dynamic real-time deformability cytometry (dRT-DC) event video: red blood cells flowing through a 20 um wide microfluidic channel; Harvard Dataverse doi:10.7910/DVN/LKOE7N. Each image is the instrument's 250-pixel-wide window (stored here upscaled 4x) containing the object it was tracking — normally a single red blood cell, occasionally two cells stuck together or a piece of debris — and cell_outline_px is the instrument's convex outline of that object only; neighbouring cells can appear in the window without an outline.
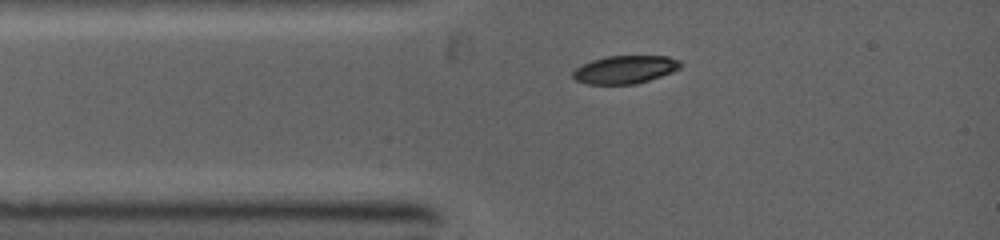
{"species": "common noctule bat (a hibernating species)", "species_latin": "Nyctalus noctula", "temperature_condition": "warm", "stored_images_in_passage": 3, "camera_frame_rate_fps": 5000, "um_per_image_px": 0.085, "animal": {"sex": "female", "body_mass_g": 19.0, "forearm_length_mm": 53.3}, "frame": {"image": 1, "passage_image": 1, "time_ms": 0.0, "image_size_px": [1000, 240], "cell_outline_px": [[684, 64], [680, 68], [672, 72], [636, 84], [584, 84], [576, 80], [572, 76], [572, 72], [580, 64], [592, 60], [608, 56], [668, 56], [680, 60]], "centroid_in_image_um": [53.12, 5.91], "position_along_channel_um": 31.9, "area_um2": 17.69}}
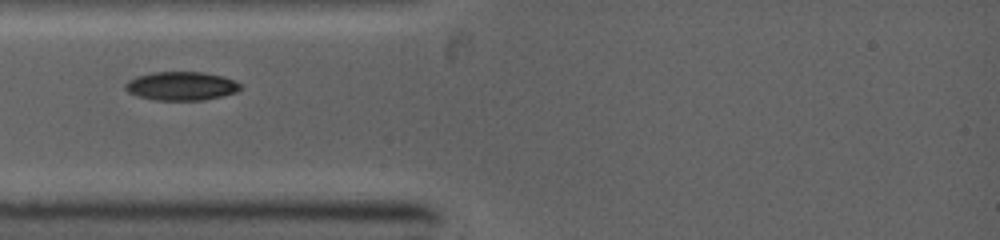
{"frame": {"image": 2, "passage_image": 2, "time_ms": 1.0, "image_size_px": [1000, 240], "cell_outline_px": [[240, 88], [236, 92], [220, 96], [200, 100], [156, 100], [136, 96], [128, 92], [124, 88], [124, 84], [128, 80], [136, 76], [152, 72], [204, 72], [224, 76], [240, 84]], "centroid_in_image_um": [15.35, 7.3], "position_along_channel_um": 69.7, "area_um2": 19.19}}
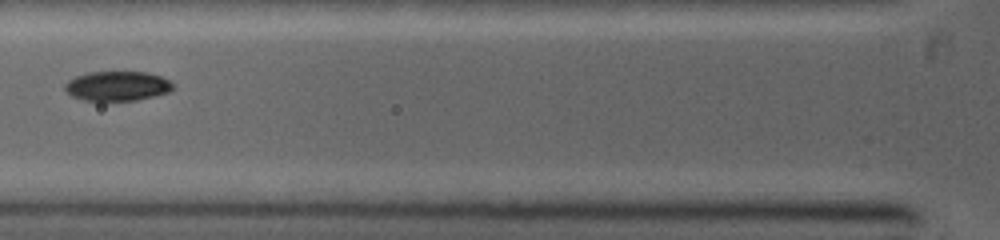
{"frame": {"image": 3, "passage_image": 3, "time_ms": 2.0, "image_size_px": [1000, 240], "cell_outline_px": [[172, 88], [168, 92], [136, 100], [84, 100], [72, 96], [64, 88], [64, 84], [68, 80], [76, 76], [88, 72], [148, 72], [160, 76], [168, 80], [172, 84]], "centroid_in_image_um": [9.93, 7.3], "position_along_channel_um": 115.9, "area_um2": 18.38}}